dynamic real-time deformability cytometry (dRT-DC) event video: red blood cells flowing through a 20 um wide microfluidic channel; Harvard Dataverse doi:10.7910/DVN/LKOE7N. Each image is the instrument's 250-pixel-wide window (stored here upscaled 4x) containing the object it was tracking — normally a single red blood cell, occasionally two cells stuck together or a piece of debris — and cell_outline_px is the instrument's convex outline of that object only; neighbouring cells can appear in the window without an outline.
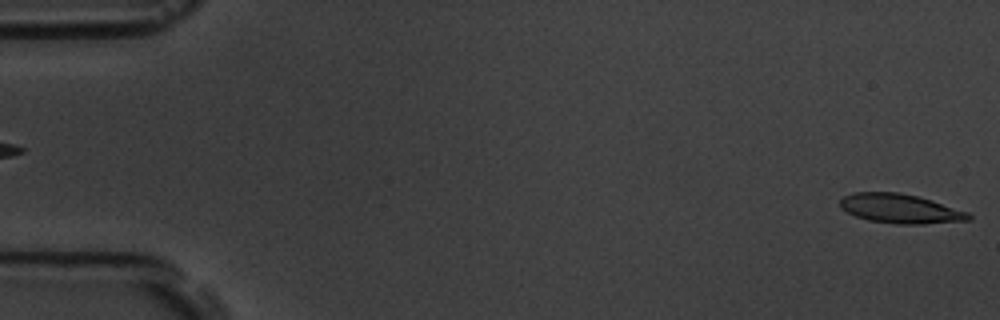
{"species": "common noctule bat (a hibernating species)", "species_latin": "Nyctalus noctula", "temperature_condition": "room temperature", "stored_images_in_passage": 6, "camera_frame_rate_fps": 3000, "um_per_image_px": 0.085, "animal": {"sex": "male", "body_mass_g": 19.5, "forearm_length_mm": 54.6}, "frame": {"image": 1, "passage_image": 6, "time_ms": 6.0, "image_size_px": [1000, 320], "cell_outline_px": [[972, 220], [924, 224], [896, 224], [868, 220], [856, 216], [840, 208], [840, 200], [844, 196], [852, 192], [900, 192], [932, 200], [968, 212], [972, 216]], "centroid_in_image_um": [76.53, 17.74], "position_along_channel_um": 8.5, "area_um2": 22.02}}